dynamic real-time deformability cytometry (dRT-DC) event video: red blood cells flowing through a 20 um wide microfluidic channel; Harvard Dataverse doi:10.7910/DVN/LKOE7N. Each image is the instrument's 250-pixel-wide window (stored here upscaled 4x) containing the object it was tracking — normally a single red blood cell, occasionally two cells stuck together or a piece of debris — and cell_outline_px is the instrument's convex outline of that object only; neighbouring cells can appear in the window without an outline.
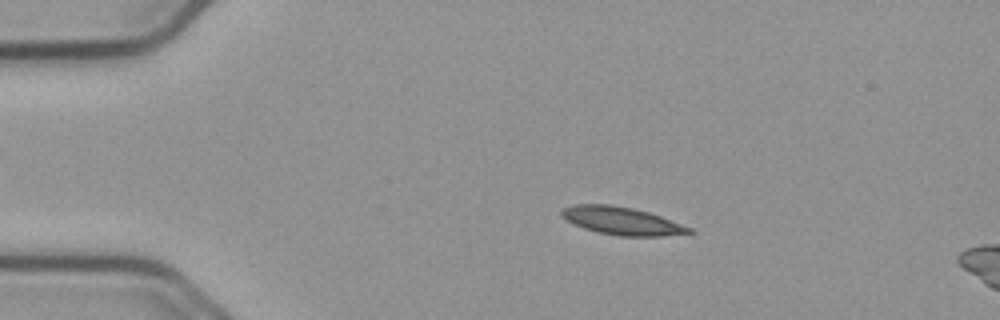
{"species": "common noctule bat (a hibernating species)", "species_latin": "Nyctalus noctula", "temperature_condition": "cold", "stored_images_in_passage": 17, "camera_frame_rate_fps": 3000, "um_per_image_px": 0.085, "animal": {"sex": "male", "body_mass_g": 23.1, "forearm_length_mm": 52.7}, "frame": {"image": 1, "passage_image": 10, "time_ms": 3.0, "image_size_px": [1000, 320], "cell_outline_px": [[696, 232], [660, 236], [616, 236], [596, 232], [584, 228], [560, 216], [560, 208], [576, 204], [608, 204], [632, 208], [648, 212], [660, 216], [692, 228]], "centroid_in_image_um": [52.83, 18.77], "position_along_channel_um": 32.2, "area_um2": 20.63}}